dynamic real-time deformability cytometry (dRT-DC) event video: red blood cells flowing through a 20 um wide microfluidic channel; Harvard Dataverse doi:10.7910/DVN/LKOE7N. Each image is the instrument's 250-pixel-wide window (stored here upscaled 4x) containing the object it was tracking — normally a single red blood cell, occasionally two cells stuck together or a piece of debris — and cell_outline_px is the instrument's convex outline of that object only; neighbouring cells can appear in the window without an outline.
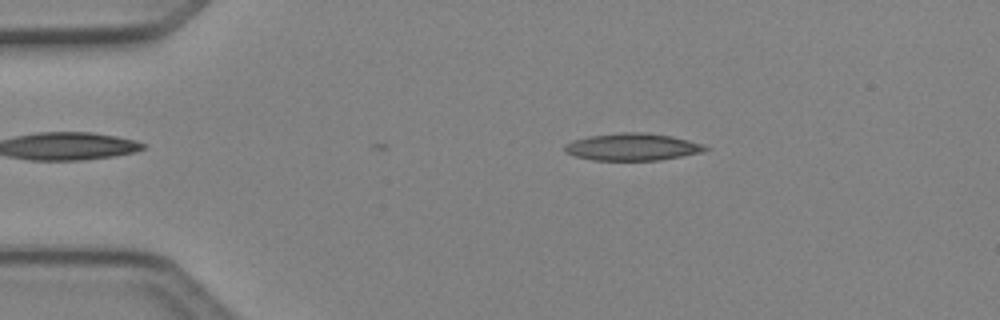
{"species": "Egyptian fruit bat (a non-hibernating species)", "species_latin": "Rousettus aegyptiacus", "temperature_condition": "cold", "stored_images_in_passage": 5, "camera_frame_rate_fps": 3000, "um_per_image_px": 0.085, "animal": {"sex": "female"}, "frame": {"image": 1, "passage_image": 1, "time_ms": 0.0, "image_size_px": [1000, 320], "cell_outline_px": [[712, 148], [704, 152], [660, 160], [592, 160], [576, 156], [564, 152], [564, 144], [572, 140], [588, 136], [620, 132], [644, 132], [672, 136], [704, 144]], "centroid_in_image_um": [53.77, 12.48], "position_along_channel_um": 31.2, "area_um2": 22.54}}
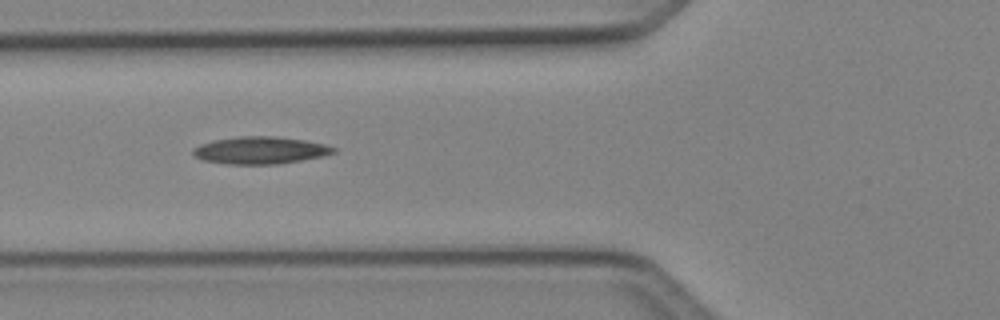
{"frame": {"image": 2, "passage_image": 3, "time_ms": 0.667, "image_size_px": [1000, 320], "cell_outline_px": [[336, 152], [324, 156], [280, 164], [228, 164], [200, 160], [192, 156], [192, 152], [200, 144], [212, 140], [240, 136], [272, 136], [304, 140], [324, 144], [336, 148]], "centroid_in_image_um": [22.1, 12.78], "position_along_channel_um": 103.7, "area_um2": 22.43}}
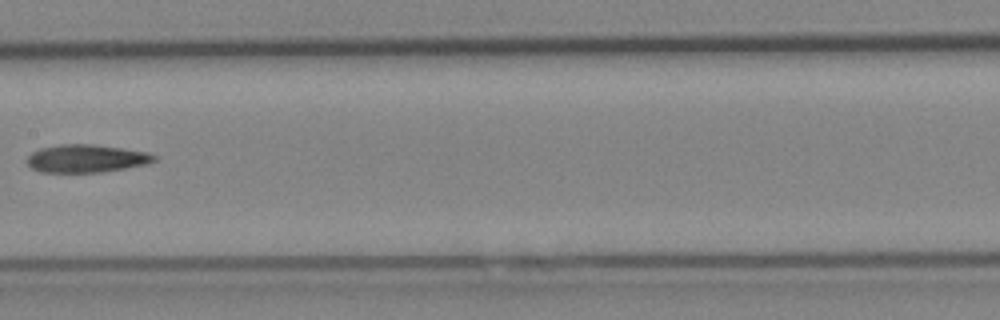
{"frame": {"image": 3, "passage_image": 5, "time_ms": 1.333, "image_size_px": [1000, 320], "cell_outline_px": [[156, 160], [148, 164], [100, 172], [40, 172], [32, 168], [24, 160], [32, 152], [40, 148], [60, 144], [92, 144], [148, 152], [156, 156]], "centroid_in_image_um": [7.3, 13.47], "position_along_channel_um": 200.1, "area_um2": 20.63}}